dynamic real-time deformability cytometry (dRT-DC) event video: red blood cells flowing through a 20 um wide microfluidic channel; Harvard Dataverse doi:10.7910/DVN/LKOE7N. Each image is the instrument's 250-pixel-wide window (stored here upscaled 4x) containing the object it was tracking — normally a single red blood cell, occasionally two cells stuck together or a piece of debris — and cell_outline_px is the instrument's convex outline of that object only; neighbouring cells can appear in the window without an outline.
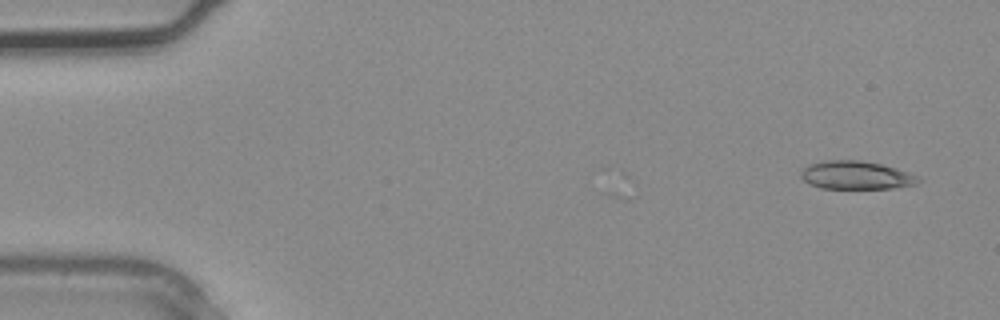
{"species": "common noctule bat (a hibernating species)", "species_latin": "Nyctalus noctula", "temperature_condition": "warm", "stored_images_in_passage": 4, "camera_frame_rate_fps": 3000, "um_per_image_px": 0.085, "animal": {"sex": "male", "body_mass_g": 20.4}, "frame": {"image": 1, "passage_image": 1, "time_ms": 0.0, "image_size_px": [1000, 320], "cell_outline_px": [[924, 180], [916, 184], [892, 188], [820, 188], [808, 184], [800, 176], [800, 172], [808, 164], [824, 160], [860, 160], [884, 164], [920, 176]], "centroid_in_image_um": [72.79, 14.88], "position_along_channel_um": 12.2, "area_um2": 19.59}}